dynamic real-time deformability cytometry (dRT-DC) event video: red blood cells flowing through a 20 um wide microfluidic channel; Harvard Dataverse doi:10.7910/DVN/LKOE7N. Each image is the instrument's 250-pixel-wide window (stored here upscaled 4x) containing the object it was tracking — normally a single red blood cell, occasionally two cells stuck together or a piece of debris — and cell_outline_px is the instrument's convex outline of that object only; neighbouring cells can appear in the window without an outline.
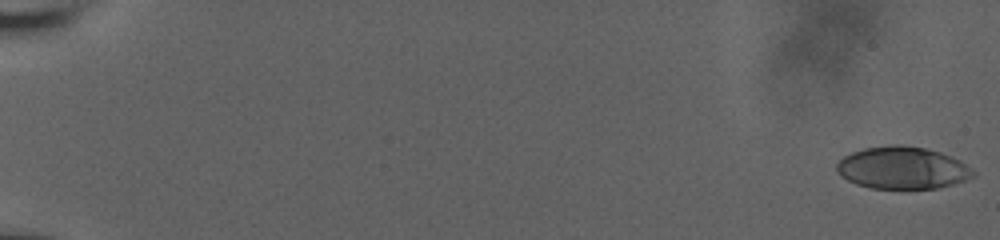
{"species": "human", "species_latin": "Homo sapiens", "temperature_condition": "room temperature", "stored_images_in_passage": 59, "segment_of_instrument_passage": [1, 2], "camera_frame_rate_fps": 3000, "um_per_image_px": 0.085, "donor": {"sex": "male"}, "frame": {"image": 1, "passage_image": 1, "time_ms": 0.0, "image_size_px": [1000, 240], "cell_outline_px": [[976, 176], [952, 184], [936, 188], [872, 188], [856, 184], [840, 176], [836, 168], [836, 164], [844, 156], [852, 152], [864, 148], [888, 144], [900, 144], [924, 148], [940, 152], [960, 160], [976, 172]], "centroid_in_image_um": [76.7, 14.26], "position_along_channel_um": 8.3, "area_um2": 33.58}}
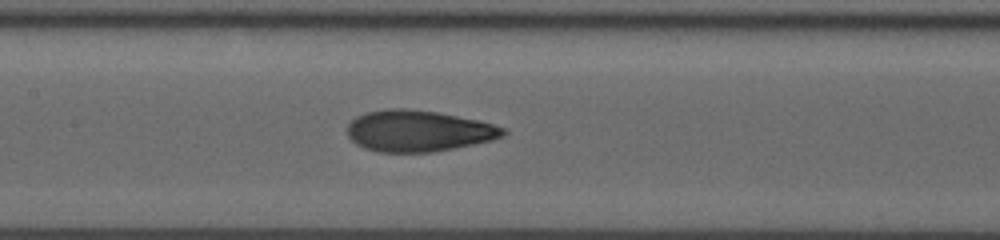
{"frame": {"image": 2, "passage_image": 31, "time_ms": 10.0, "image_size_px": [1000, 240], "cell_outline_px": [[508, 132], [504, 136], [492, 140], [432, 152], [376, 152], [364, 148], [356, 144], [348, 136], [348, 124], [356, 116], [364, 112], [384, 108], [408, 108], [436, 112], [476, 120], [508, 128]], "centroid_in_image_um": [35.54, 11.12], "position_along_channel_um": 171.9, "area_um2": 37.57}}
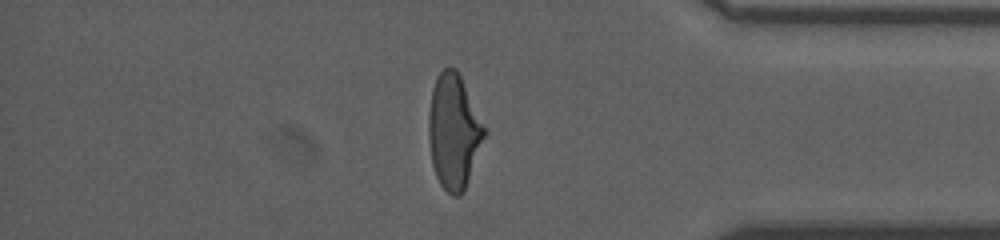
{"frame": {"image": 3, "passage_image": 50, "time_ms": 16.333, "image_size_px": [1000, 240], "cell_outline_px": [[488, 132], [464, 192], [460, 196], [452, 196], [440, 184], [436, 176], [432, 164], [428, 140], [428, 116], [432, 88], [436, 76], [444, 68], [456, 68], [488, 128]], "centroid_in_image_um": [38.6, 11.19], "position_along_channel_um": 396.6, "area_um2": 37.97}}